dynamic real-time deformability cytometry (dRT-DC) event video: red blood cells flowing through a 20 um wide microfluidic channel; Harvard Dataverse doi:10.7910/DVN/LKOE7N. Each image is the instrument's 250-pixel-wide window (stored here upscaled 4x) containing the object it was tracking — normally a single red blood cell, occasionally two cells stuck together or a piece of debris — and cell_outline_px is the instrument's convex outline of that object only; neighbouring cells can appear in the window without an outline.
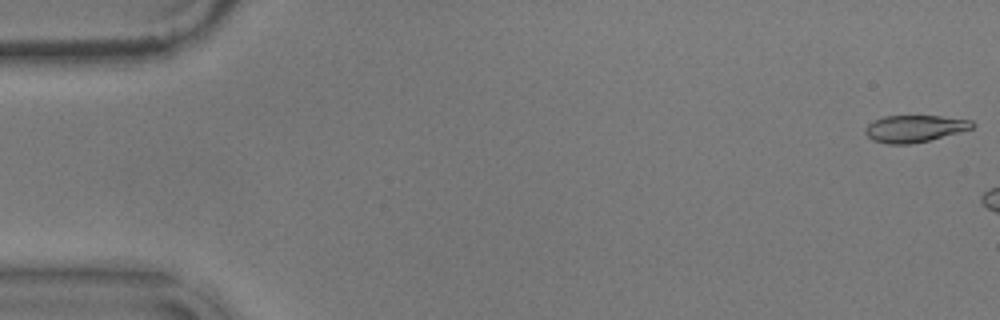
{"species": "common noctule bat (a hibernating species)", "species_latin": "Nyctalus noctula", "temperature_condition": "warm", "stored_images_in_passage": 6, "camera_frame_rate_fps": 3000, "um_per_image_px": 0.085, "animal": {"sex": "male", "body_mass_g": 17.9}, "frame": {"image": 1, "passage_image": 1, "time_ms": 0.0, "image_size_px": [1000, 320], "cell_outline_px": [[976, 124], [972, 128], [960, 132], [912, 144], [888, 144], [872, 140], [864, 132], [864, 128], [872, 120], [884, 116], [940, 116], [972, 120]], "centroid_in_image_um": [77.71, 10.93], "position_along_channel_um": 7.3, "area_um2": 16.88}}